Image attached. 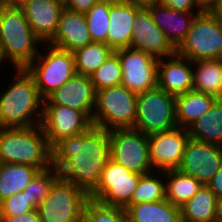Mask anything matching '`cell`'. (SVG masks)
<instances>
[{"mask_svg":"<svg viewBox=\"0 0 222 222\" xmlns=\"http://www.w3.org/2000/svg\"><path fill=\"white\" fill-rule=\"evenodd\" d=\"M0 163H19L40 171L52 167V149L41 124L0 128Z\"/></svg>","mask_w":222,"mask_h":222,"instance_id":"cell-3","label":"cell"},{"mask_svg":"<svg viewBox=\"0 0 222 222\" xmlns=\"http://www.w3.org/2000/svg\"><path fill=\"white\" fill-rule=\"evenodd\" d=\"M207 186L215 193L217 198H222V166L212 177Z\"/></svg>","mask_w":222,"mask_h":222,"instance_id":"cell-40","label":"cell"},{"mask_svg":"<svg viewBox=\"0 0 222 222\" xmlns=\"http://www.w3.org/2000/svg\"><path fill=\"white\" fill-rule=\"evenodd\" d=\"M137 94L125 86L96 91L92 125L108 131L134 128Z\"/></svg>","mask_w":222,"mask_h":222,"instance_id":"cell-5","label":"cell"},{"mask_svg":"<svg viewBox=\"0 0 222 222\" xmlns=\"http://www.w3.org/2000/svg\"><path fill=\"white\" fill-rule=\"evenodd\" d=\"M1 222H41L37 208L15 216H0Z\"/></svg>","mask_w":222,"mask_h":222,"instance_id":"cell-38","label":"cell"},{"mask_svg":"<svg viewBox=\"0 0 222 222\" xmlns=\"http://www.w3.org/2000/svg\"><path fill=\"white\" fill-rule=\"evenodd\" d=\"M41 126L52 148L60 140L88 130L92 126V121L82 111L55 104H44Z\"/></svg>","mask_w":222,"mask_h":222,"instance_id":"cell-13","label":"cell"},{"mask_svg":"<svg viewBox=\"0 0 222 222\" xmlns=\"http://www.w3.org/2000/svg\"><path fill=\"white\" fill-rule=\"evenodd\" d=\"M90 78L96 91L121 85L122 70L117 54L113 52L109 55L106 61L90 75Z\"/></svg>","mask_w":222,"mask_h":222,"instance_id":"cell-33","label":"cell"},{"mask_svg":"<svg viewBox=\"0 0 222 222\" xmlns=\"http://www.w3.org/2000/svg\"><path fill=\"white\" fill-rule=\"evenodd\" d=\"M15 72V80L0 93V128L40 125L44 99L26 69H16Z\"/></svg>","mask_w":222,"mask_h":222,"instance_id":"cell-2","label":"cell"},{"mask_svg":"<svg viewBox=\"0 0 222 222\" xmlns=\"http://www.w3.org/2000/svg\"><path fill=\"white\" fill-rule=\"evenodd\" d=\"M39 172L34 166L0 163V202L14 193L22 192Z\"/></svg>","mask_w":222,"mask_h":222,"instance_id":"cell-27","label":"cell"},{"mask_svg":"<svg viewBox=\"0 0 222 222\" xmlns=\"http://www.w3.org/2000/svg\"><path fill=\"white\" fill-rule=\"evenodd\" d=\"M31 0H0V4L8 8L22 9Z\"/></svg>","mask_w":222,"mask_h":222,"instance_id":"cell-42","label":"cell"},{"mask_svg":"<svg viewBox=\"0 0 222 222\" xmlns=\"http://www.w3.org/2000/svg\"><path fill=\"white\" fill-rule=\"evenodd\" d=\"M189 138L188 130L180 127L149 134V153L153 170L177 169Z\"/></svg>","mask_w":222,"mask_h":222,"instance_id":"cell-15","label":"cell"},{"mask_svg":"<svg viewBox=\"0 0 222 222\" xmlns=\"http://www.w3.org/2000/svg\"><path fill=\"white\" fill-rule=\"evenodd\" d=\"M176 53L192 62L222 59V23L212 12L197 14Z\"/></svg>","mask_w":222,"mask_h":222,"instance_id":"cell-7","label":"cell"},{"mask_svg":"<svg viewBox=\"0 0 222 222\" xmlns=\"http://www.w3.org/2000/svg\"><path fill=\"white\" fill-rule=\"evenodd\" d=\"M64 0H31L22 10L33 32L47 43L56 33Z\"/></svg>","mask_w":222,"mask_h":222,"instance_id":"cell-20","label":"cell"},{"mask_svg":"<svg viewBox=\"0 0 222 222\" xmlns=\"http://www.w3.org/2000/svg\"><path fill=\"white\" fill-rule=\"evenodd\" d=\"M110 0H100L86 13V21L92 42L107 44Z\"/></svg>","mask_w":222,"mask_h":222,"instance_id":"cell-32","label":"cell"},{"mask_svg":"<svg viewBox=\"0 0 222 222\" xmlns=\"http://www.w3.org/2000/svg\"><path fill=\"white\" fill-rule=\"evenodd\" d=\"M216 222H222V198H217Z\"/></svg>","mask_w":222,"mask_h":222,"instance_id":"cell-44","label":"cell"},{"mask_svg":"<svg viewBox=\"0 0 222 222\" xmlns=\"http://www.w3.org/2000/svg\"><path fill=\"white\" fill-rule=\"evenodd\" d=\"M159 2L171 9L182 10L185 12H202L198 8L196 0H159Z\"/></svg>","mask_w":222,"mask_h":222,"instance_id":"cell-37","label":"cell"},{"mask_svg":"<svg viewBox=\"0 0 222 222\" xmlns=\"http://www.w3.org/2000/svg\"><path fill=\"white\" fill-rule=\"evenodd\" d=\"M218 98L198 91H188L175 97L177 127L188 129L206 114Z\"/></svg>","mask_w":222,"mask_h":222,"instance_id":"cell-23","label":"cell"},{"mask_svg":"<svg viewBox=\"0 0 222 222\" xmlns=\"http://www.w3.org/2000/svg\"><path fill=\"white\" fill-rule=\"evenodd\" d=\"M193 90L222 98V59L192 62Z\"/></svg>","mask_w":222,"mask_h":222,"instance_id":"cell-25","label":"cell"},{"mask_svg":"<svg viewBox=\"0 0 222 222\" xmlns=\"http://www.w3.org/2000/svg\"><path fill=\"white\" fill-rule=\"evenodd\" d=\"M212 13L219 19V21L222 23V0L218 1V4L213 9Z\"/></svg>","mask_w":222,"mask_h":222,"instance_id":"cell-45","label":"cell"},{"mask_svg":"<svg viewBox=\"0 0 222 222\" xmlns=\"http://www.w3.org/2000/svg\"><path fill=\"white\" fill-rule=\"evenodd\" d=\"M89 194L81 187L60 177L49 194L37 206L41 222H81Z\"/></svg>","mask_w":222,"mask_h":222,"instance_id":"cell-8","label":"cell"},{"mask_svg":"<svg viewBox=\"0 0 222 222\" xmlns=\"http://www.w3.org/2000/svg\"><path fill=\"white\" fill-rule=\"evenodd\" d=\"M47 43L69 52H74L92 43L85 13L72 11L65 7L61 13L56 33Z\"/></svg>","mask_w":222,"mask_h":222,"instance_id":"cell-19","label":"cell"},{"mask_svg":"<svg viewBox=\"0 0 222 222\" xmlns=\"http://www.w3.org/2000/svg\"><path fill=\"white\" fill-rule=\"evenodd\" d=\"M190 138L222 146V98L187 129Z\"/></svg>","mask_w":222,"mask_h":222,"instance_id":"cell-28","label":"cell"},{"mask_svg":"<svg viewBox=\"0 0 222 222\" xmlns=\"http://www.w3.org/2000/svg\"><path fill=\"white\" fill-rule=\"evenodd\" d=\"M121 63L122 86L139 94L157 87L158 59L131 47L114 51Z\"/></svg>","mask_w":222,"mask_h":222,"instance_id":"cell-12","label":"cell"},{"mask_svg":"<svg viewBox=\"0 0 222 222\" xmlns=\"http://www.w3.org/2000/svg\"><path fill=\"white\" fill-rule=\"evenodd\" d=\"M111 159L131 172L147 174L153 170L148 134L134 128L109 131Z\"/></svg>","mask_w":222,"mask_h":222,"instance_id":"cell-10","label":"cell"},{"mask_svg":"<svg viewBox=\"0 0 222 222\" xmlns=\"http://www.w3.org/2000/svg\"><path fill=\"white\" fill-rule=\"evenodd\" d=\"M120 1L125 2L127 4L138 6L140 8H148L153 4L159 2V0H120Z\"/></svg>","mask_w":222,"mask_h":222,"instance_id":"cell-43","label":"cell"},{"mask_svg":"<svg viewBox=\"0 0 222 222\" xmlns=\"http://www.w3.org/2000/svg\"><path fill=\"white\" fill-rule=\"evenodd\" d=\"M114 51L105 43L92 42L73 52L76 73L90 76Z\"/></svg>","mask_w":222,"mask_h":222,"instance_id":"cell-30","label":"cell"},{"mask_svg":"<svg viewBox=\"0 0 222 222\" xmlns=\"http://www.w3.org/2000/svg\"><path fill=\"white\" fill-rule=\"evenodd\" d=\"M163 180H166L164 171L154 170L150 173L143 174L128 205L157 202L165 199V182Z\"/></svg>","mask_w":222,"mask_h":222,"instance_id":"cell-31","label":"cell"},{"mask_svg":"<svg viewBox=\"0 0 222 222\" xmlns=\"http://www.w3.org/2000/svg\"><path fill=\"white\" fill-rule=\"evenodd\" d=\"M140 9L120 0H110L107 45L113 51L130 47L133 21Z\"/></svg>","mask_w":222,"mask_h":222,"instance_id":"cell-22","label":"cell"},{"mask_svg":"<svg viewBox=\"0 0 222 222\" xmlns=\"http://www.w3.org/2000/svg\"><path fill=\"white\" fill-rule=\"evenodd\" d=\"M100 0H64V5L66 8L80 12L86 13L94 4L98 3Z\"/></svg>","mask_w":222,"mask_h":222,"instance_id":"cell-39","label":"cell"},{"mask_svg":"<svg viewBox=\"0 0 222 222\" xmlns=\"http://www.w3.org/2000/svg\"><path fill=\"white\" fill-rule=\"evenodd\" d=\"M95 102L96 90L90 76L77 73L44 100V104H55L82 111L91 121Z\"/></svg>","mask_w":222,"mask_h":222,"instance_id":"cell-17","label":"cell"},{"mask_svg":"<svg viewBox=\"0 0 222 222\" xmlns=\"http://www.w3.org/2000/svg\"><path fill=\"white\" fill-rule=\"evenodd\" d=\"M128 222H182L181 207L166 199L127 205Z\"/></svg>","mask_w":222,"mask_h":222,"instance_id":"cell-24","label":"cell"},{"mask_svg":"<svg viewBox=\"0 0 222 222\" xmlns=\"http://www.w3.org/2000/svg\"><path fill=\"white\" fill-rule=\"evenodd\" d=\"M157 87L175 97L193 90L192 61L177 53L158 59Z\"/></svg>","mask_w":222,"mask_h":222,"instance_id":"cell-18","label":"cell"},{"mask_svg":"<svg viewBox=\"0 0 222 222\" xmlns=\"http://www.w3.org/2000/svg\"><path fill=\"white\" fill-rule=\"evenodd\" d=\"M154 23L164 33L169 42L177 49L186 38L191 24L197 14L202 12H185L171 9L160 2L148 7Z\"/></svg>","mask_w":222,"mask_h":222,"instance_id":"cell-21","label":"cell"},{"mask_svg":"<svg viewBox=\"0 0 222 222\" xmlns=\"http://www.w3.org/2000/svg\"><path fill=\"white\" fill-rule=\"evenodd\" d=\"M217 197L207 186L200 189L181 206L182 222H216Z\"/></svg>","mask_w":222,"mask_h":222,"instance_id":"cell-26","label":"cell"},{"mask_svg":"<svg viewBox=\"0 0 222 222\" xmlns=\"http://www.w3.org/2000/svg\"><path fill=\"white\" fill-rule=\"evenodd\" d=\"M81 222H128L124 208L107 206L89 199L85 204Z\"/></svg>","mask_w":222,"mask_h":222,"instance_id":"cell-34","label":"cell"},{"mask_svg":"<svg viewBox=\"0 0 222 222\" xmlns=\"http://www.w3.org/2000/svg\"><path fill=\"white\" fill-rule=\"evenodd\" d=\"M130 47L146 52L156 59L176 53L165 33L154 23L148 8H141L135 15Z\"/></svg>","mask_w":222,"mask_h":222,"instance_id":"cell-16","label":"cell"},{"mask_svg":"<svg viewBox=\"0 0 222 222\" xmlns=\"http://www.w3.org/2000/svg\"><path fill=\"white\" fill-rule=\"evenodd\" d=\"M164 175L167 177L165 199L179 207L191 199L203 185L196 178L184 174L178 169L165 170Z\"/></svg>","mask_w":222,"mask_h":222,"instance_id":"cell-29","label":"cell"},{"mask_svg":"<svg viewBox=\"0 0 222 222\" xmlns=\"http://www.w3.org/2000/svg\"><path fill=\"white\" fill-rule=\"evenodd\" d=\"M52 167L59 177L90 194L98 185L110 155L109 131L92 125L88 130L57 142Z\"/></svg>","mask_w":222,"mask_h":222,"instance_id":"cell-1","label":"cell"},{"mask_svg":"<svg viewBox=\"0 0 222 222\" xmlns=\"http://www.w3.org/2000/svg\"><path fill=\"white\" fill-rule=\"evenodd\" d=\"M42 45H45L47 52L45 51L43 55L39 52L26 70L33 77L39 94L45 100L71 79L76 74V69L73 52L48 43Z\"/></svg>","mask_w":222,"mask_h":222,"instance_id":"cell-6","label":"cell"},{"mask_svg":"<svg viewBox=\"0 0 222 222\" xmlns=\"http://www.w3.org/2000/svg\"><path fill=\"white\" fill-rule=\"evenodd\" d=\"M36 209L26 193L17 192L0 202V216H15Z\"/></svg>","mask_w":222,"mask_h":222,"instance_id":"cell-36","label":"cell"},{"mask_svg":"<svg viewBox=\"0 0 222 222\" xmlns=\"http://www.w3.org/2000/svg\"><path fill=\"white\" fill-rule=\"evenodd\" d=\"M5 61H6V59L3 55V51H2L1 43H0V67H1V64H4Z\"/></svg>","mask_w":222,"mask_h":222,"instance_id":"cell-46","label":"cell"},{"mask_svg":"<svg viewBox=\"0 0 222 222\" xmlns=\"http://www.w3.org/2000/svg\"><path fill=\"white\" fill-rule=\"evenodd\" d=\"M0 43L5 59L16 70L26 69L34 61L43 41L31 29L22 9L0 4Z\"/></svg>","mask_w":222,"mask_h":222,"instance_id":"cell-4","label":"cell"},{"mask_svg":"<svg viewBox=\"0 0 222 222\" xmlns=\"http://www.w3.org/2000/svg\"><path fill=\"white\" fill-rule=\"evenodd\" d=\"M176 127L175 96L158 87L137 94L134 129L149 135Z\"/></svg>","mask_w":222,"mask_h":222,"instance_id":"cell-9","label":"cell"},{"mask_svg":"<svg viewBox=\"0 0 222 222\" xmlns=\"http://www.w3.org/2000/svg\"><path fill=\"white\" fill-rule=\"evenodd\" d=\"M59 178L58 169L50 167L40 171L23 190L35 208L49 194L52 184Z\"/></svg>","mask_w":222,"mask_h":222,"instance_id":"cell-35","label":"cell"},{"mask_svg":"<svg viewBox=\"0 0 222 222\" xmlns=\"http://www.w3.org/2000/svg\"><path fill=\"white\" fill-rule=\"evenodd\" d=\"M221 166L222 146L189 138L177 169L207 185Z\"/></svg>","mask_w":222,"mask_h":222,"instance_id":"cell-14","label":"cell"},{"mask_svg":"<svg viewBox=\"0 0 222 222\" xmlns=\"http://www.w3.org/2000/svg\"><path fill=\"white\" fill-rule=\"evenodd\" d=\"M142 175L131 172L110 159L89 198L107 206L125 208L130 203Z\"/></svg>","mask_w":222,"mask_h":222,"instance_id":"cell-11","label":"cell"},{"mask_svg":"<svg viewBox=\"0 0 222 222\" xmlns=\"http://www.w3.org/2000/svg\"><path fill=\"white\" fill-rule=\"evenodd\" d=\"M219 0H196L198 8L202 12H212Z\"/></svg>","mask_w":222,"mask_h":222,"instance_id":"cell-41","label":"cell"}]
</instances>
